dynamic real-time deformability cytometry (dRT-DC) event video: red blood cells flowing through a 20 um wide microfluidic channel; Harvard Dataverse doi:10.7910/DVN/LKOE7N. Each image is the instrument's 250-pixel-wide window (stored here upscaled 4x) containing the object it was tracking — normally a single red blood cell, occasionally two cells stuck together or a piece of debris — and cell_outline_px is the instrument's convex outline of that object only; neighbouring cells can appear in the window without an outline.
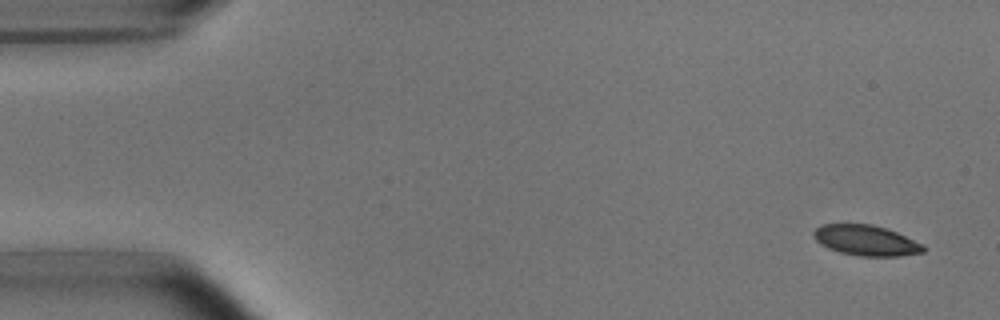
{"species": "common noctule bat (a hibernating species)", "species_latin": "Nyctalus noctula", "temperature_condition": "room temperature", "stored_images_in_passage": 6, "camera_frame_rate_fps": 3000, "um_per_image_px": 0.085, "animal": {"sex": "male", "body_mass_g": 15.6}, "frame": {"image": 1, "passage_image": 1, "time_ms": 0.0, "image_size_px": [1000, 320], "cell_outline_px": [[928, 248], [924, 252], [900, 256], [860, 256], [840, 252], [828, 248], [820, 244], [816, 240], [812, 232], [820, 224], [872, 224], [896, 232], [924, 244]], "centroid_in_image_um": [73.63, 20.44], "position_along_channel_um": 11.4, "area_um2": 19.54}}
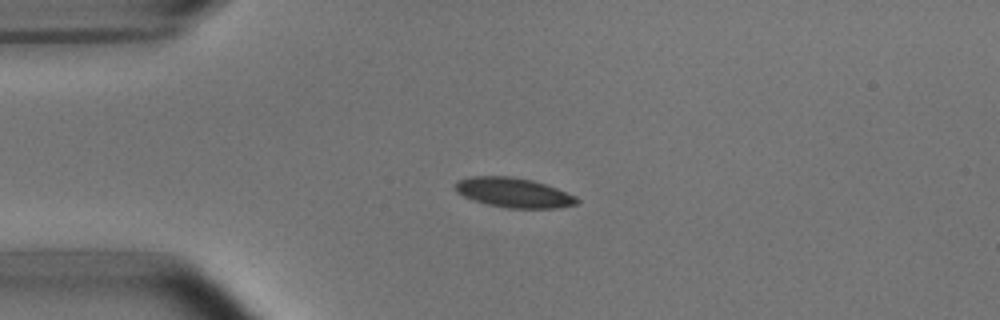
{"frame": {"image": 2, "passage_image": 4, "time_ms": 1.0, "image_size_px": [1000, 320], "cell_outline_px": [[580, 200], [576, 204], [556, 208], [504, 208], [472, 200], [456, 192], [452, 184], [456, 180], [472, 176], [508, 176], [532, 180], [556, 188], [576, 196]], "centroid_in_image_um": [43.6, 16.37], "position_along_channel_um": 41.4, "area_um2": 21.15}}